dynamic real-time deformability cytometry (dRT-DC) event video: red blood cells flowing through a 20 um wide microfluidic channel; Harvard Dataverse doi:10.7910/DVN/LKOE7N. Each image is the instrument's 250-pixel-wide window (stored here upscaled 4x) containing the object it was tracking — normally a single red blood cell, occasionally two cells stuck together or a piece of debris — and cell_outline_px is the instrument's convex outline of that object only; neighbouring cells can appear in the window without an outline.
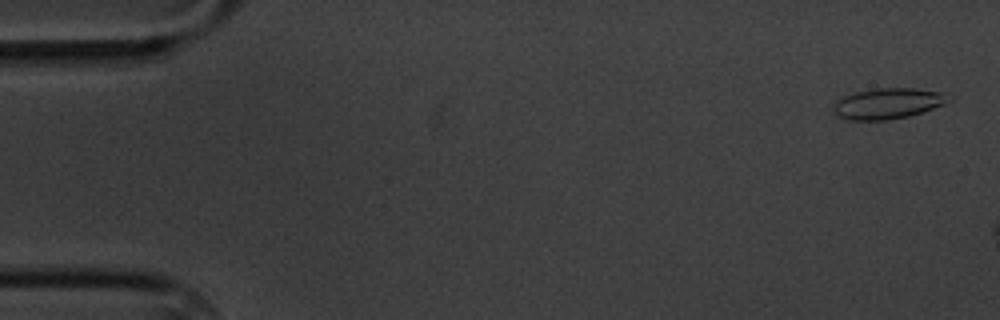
{"species": "common noctule bat (a hibernating species)", "species_latin": "Nyctalus noctula", "temperature_condition": "cold", "stored_images_in_passage": 3, "camera_frame_rate_fps": 3000, "um_per_image_px": 0.085, "animal": {"sex": "male", "body_mass_g": 20.1, "forearm_length_mm": 53.5}, "frame": {"image": 1, "passage_image": 1, "time_ms": 0.0, "image_size_px": [1000, 320], "cell_outline_px": [[952, 100], [944, 104], [908, 116], [888, 120], [852, 120], [840, 116], [832, 108], [832, 104], [836, 100], [844, 96], [856, 92], [876, 88], [912, 88], [940, 92], [952, 96]], "centroid_in_image_um": [75.47, 8.79], "position_along_channel_um": 9.5, "area_um2": 20.46}}